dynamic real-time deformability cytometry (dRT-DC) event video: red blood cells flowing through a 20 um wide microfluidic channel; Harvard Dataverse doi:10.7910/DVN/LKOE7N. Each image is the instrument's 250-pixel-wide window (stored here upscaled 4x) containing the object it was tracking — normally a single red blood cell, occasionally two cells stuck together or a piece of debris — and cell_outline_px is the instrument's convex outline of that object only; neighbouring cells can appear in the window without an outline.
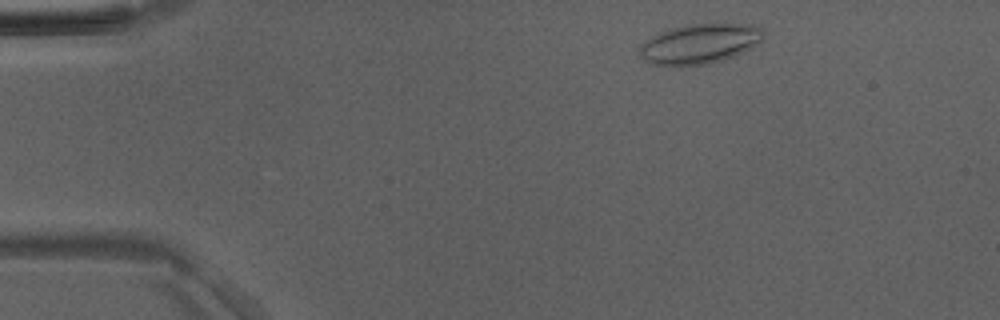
{"species": "Egyptian fruit bat (a non-hibernating species)", "species_latin": "Rousettus aegyptiacus", "temperature_condition": "room temperature", "stored_images_in_passage": 44, "camera_frame_rate_fps": 3000, "um_per_image_px": 0.085, "animal": {"sex": "male"}, "frame": {"image": 1, "passage_image": 3, "time_ms": 0.667, "image_size_px": [1000, 320], "cell_outline_px": [[764, 40], [744, 52], [708, 64], [668, 68], [652, 64], [644, 60], [640, 56], [640, 44], [644, 40], [660, 32], [672, 28], [688, 24], [752, 24], [764, 28]], "centroid_in_image_um": [59.46, 3.74], "position_along_channel_um": 25.5, "area_um2": 29.36}}
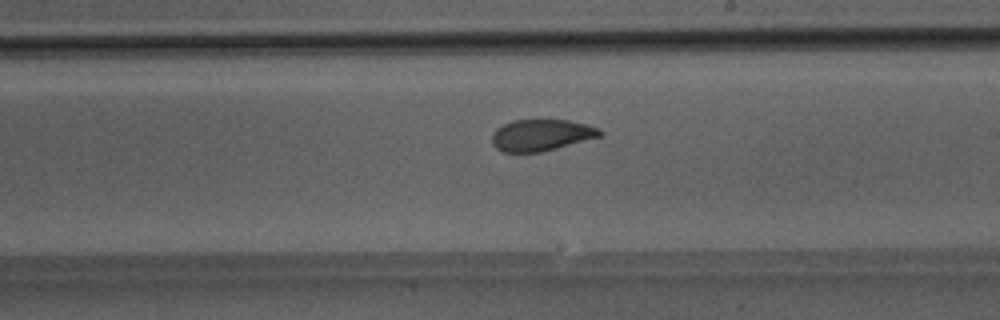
{"frame": {"image": 2, "passage_image": 24, "time_ms": 7.667, "image_size_px": [1000, 320], "cell_outline_px": [[604, 132], [600, 136], [556, 148], [540, 152], [504, 152], [496, 148], [492, 144], [492, 136], [496, 128], [512, 120], [568, 120], [600, 128]], "centroid_in_image_um": [45.99, 11.48], "position_along_channel_um": 243.0, "area_um2": 19.65}}
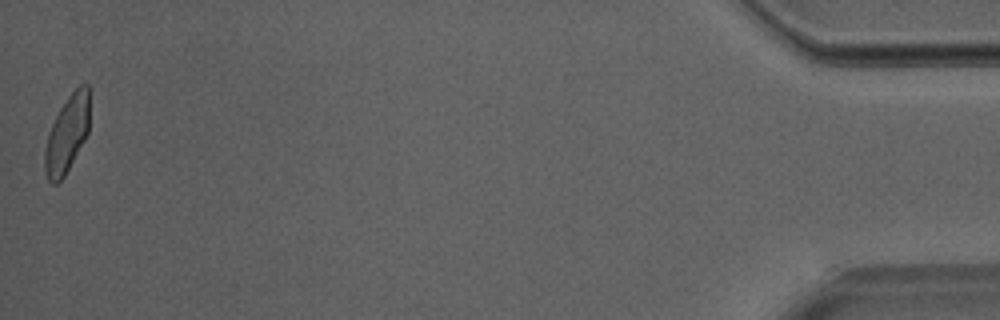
{"frame": {"image": 3, "passage_image": 44, "time_ms": 14.333, "image_size_px": [1000, 320], "cell_outline_px": [[88, 132], [84, 140], [64, 176], [56, 184], [52, 184], [48, 180], [44, 172], [44, 148], [48, 132], [60, 108], [68, 96], [80, 84], [88, 84]], "centroid_in_image_um": [5.66, 11.42], "position_along_channel_um": 429.5, "area_um2": 19.83}}